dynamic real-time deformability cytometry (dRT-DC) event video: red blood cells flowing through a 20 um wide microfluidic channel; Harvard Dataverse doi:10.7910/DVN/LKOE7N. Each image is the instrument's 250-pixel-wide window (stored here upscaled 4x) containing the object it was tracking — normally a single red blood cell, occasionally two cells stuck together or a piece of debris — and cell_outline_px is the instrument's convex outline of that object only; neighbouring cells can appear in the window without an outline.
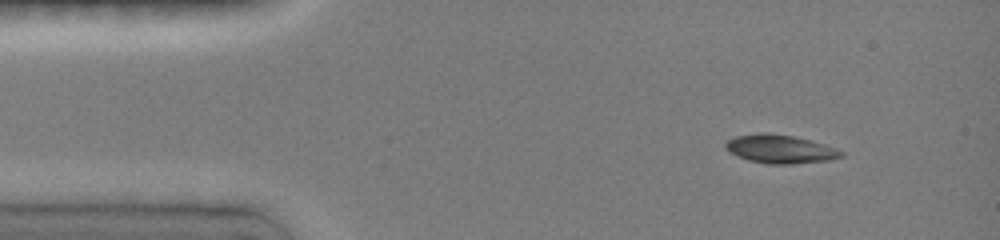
{"species": "common noctule bat (a hibernating species)", "species_latin": "Nyctalus noctula", "temperature_condition": "room temperature", "stored_images_in_passage": 5, "camera_frame_rate_fps": 3000, "um_per_image_px": 0.085, "animal": {"sex": "female", "body_mass_g": 19.0, "forearm_length_mm": 51.5}, "frame": {"image": 1, "passage_image": 2, "time_ms": 0.667, "image_size_px": [1000, 240], "cell_outline_px": [[844, 156], [828, 160], [792, 164], [768, 164], [748, 160], [736, 156], [728, 152], [724, 148], [724, 144], [728, 140], [736, 136], [760, 132], [768, 132], [792, 136], [812, 140], [836, 148], [844, 152]], "centroid_in_image_um": [66.29, 12.66], "position_along_channel_um": 18.7, "area_um2": 19.42}}
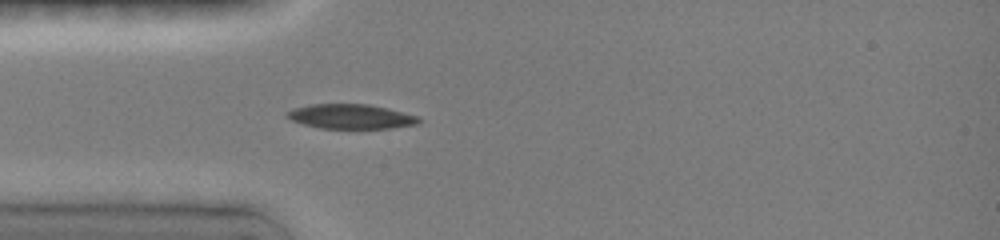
{"frame": {"image": 2, "passage_image": 5, "time_ms": 3.333, "image_size_px": [1000, 240], "cell_outline_px": [[424, 120], [420, 124], [388, 128], [320, 128], [304, 124], [292, 120], [284, 116], [284, 112], [292, 108], [312, 104], [368, 104], [388, 108], [420, 116]], "centroid_in_image_um": [29.85, 9.89], "position_along_channel_um": 55.1, "area_um2": 19.13}}